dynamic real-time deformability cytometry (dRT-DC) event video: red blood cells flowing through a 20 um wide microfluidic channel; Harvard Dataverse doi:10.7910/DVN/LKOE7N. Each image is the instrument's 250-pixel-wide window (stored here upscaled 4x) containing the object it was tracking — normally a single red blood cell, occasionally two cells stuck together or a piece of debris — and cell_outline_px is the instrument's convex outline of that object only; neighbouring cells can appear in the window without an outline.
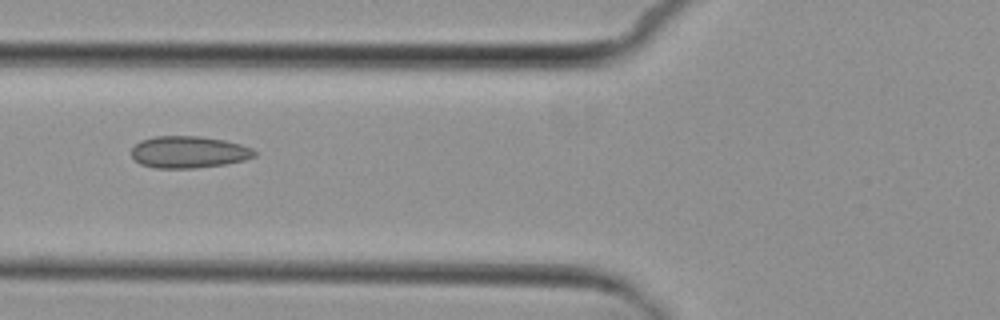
{"species": "common noctule bat (a hibernating species)", "species_latin": "Nyctalus noctula", "temperature_condition": "cold", "stored_images_in_passage": 7, "camera_frame_rate_fps": 3000, "um_per_image_px": 0.085, "animal": {"sex": "female", "body_mass_g": 29.2, "forearm_length_mm": 56.3}, "frame": {"image": 1, "passage_image": 7, "time_ms": 8.0, "image_size_px": [1000, 320], "cell_outline_px": [[256, 156], [244, 160], [224, 164], [196, 168], [156, 168], [140, 164], [132, 156], [132, 148], [140, 140], [156, 136], [200, 136], [224, 140], [240, 144], [252, 148], [256, 152]], "centroid_in_image_um": [16.04, 12.92], "position_along_channel_um": 109.8, "area_um2": 22.83}}